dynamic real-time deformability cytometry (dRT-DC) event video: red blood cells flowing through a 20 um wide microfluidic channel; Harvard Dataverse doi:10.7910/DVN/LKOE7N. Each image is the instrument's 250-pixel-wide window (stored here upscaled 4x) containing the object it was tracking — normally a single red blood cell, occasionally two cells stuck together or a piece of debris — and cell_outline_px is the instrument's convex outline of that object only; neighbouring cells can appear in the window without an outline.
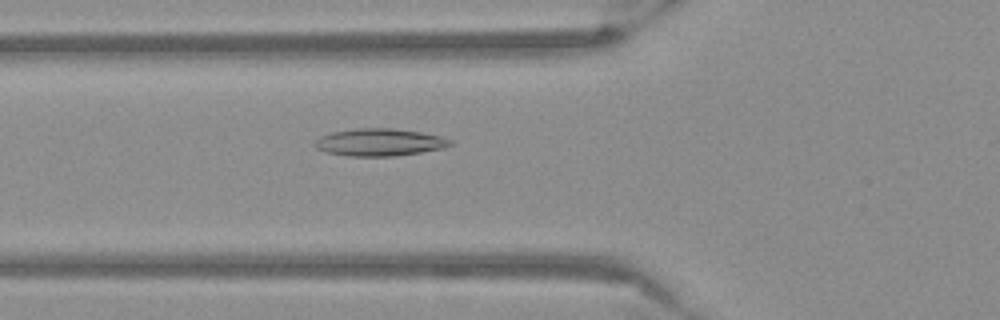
{"species": "Egyptian fruit bat (a non-hibernating species)", "species_latin": "Rousettus aegyptiacus", "temperature_condition": "warm", "stored_images_in_passage": 54, "camera_frame_rate_fps": 3000, "um_per_image_px": 0.085, "frame": {"image": 1, "passage_image": 20, "time_ms": 6.333, "image_size_px": [1000, 320], "cell_outline_px": [[452, 144], [440, 148], [420, 152], [396, 156], [348, 156], [328, 152], [316, 148], [312, 144], [312, 140], [320, 136], [332, 132], [360, 128], [392, 128], [420, 132], [440, 136], [452, 140]], "centroid_in_image_um": [32.19, 12.09], "position_along_channel_um": 93.6, "area_um2": 21.5}}
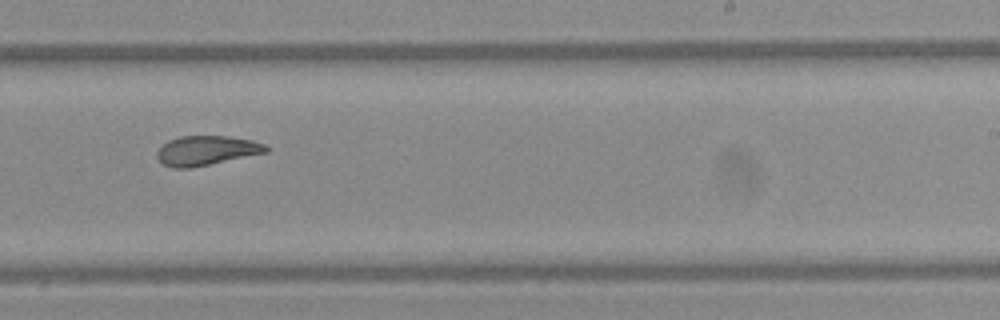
{"frame": {"image": 2, "passage_image": 34, "time_ms": 11.0, "image_size_px": [1000, 320], "cell_outline_px": [[268, 152], [192, 168], [172, 168], [164, 164], [156, 156], [156, 152], [168, 140], [180, 136], [228, 136], [252, 140], [264, 144], [268, 148]], "centroid_in_image_um": [17.54, 12.8], "position_along_channel_um": 271.5, "area_um2": 18.73}}
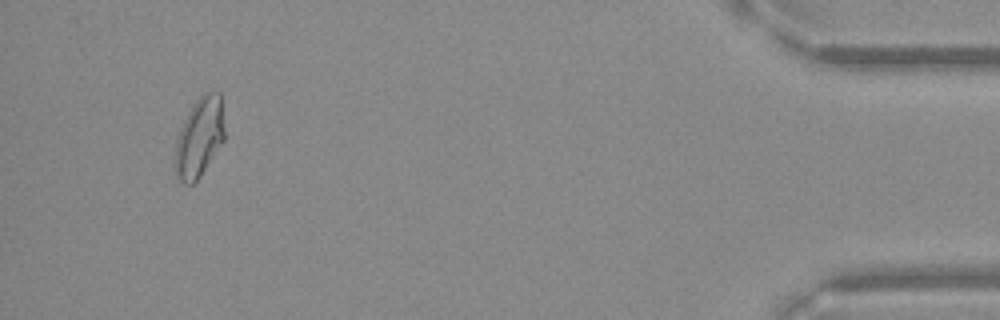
{"frame": {"image": 3, "passage_image": 51, "time_ms": 16.667, "image_size_px": [1000, 320], "cell_outline_px": [[224, 140], [200, 176], [192, 184], [184, 184], [176, 176], [176, 140], [180, 128], [192, 104], [204, 92], [220, 92], [224, 128]], "centroid_in_image_um": [16.95, 11.65], "position_along_channel_um": 418.2, "area_um2": 22.6}}